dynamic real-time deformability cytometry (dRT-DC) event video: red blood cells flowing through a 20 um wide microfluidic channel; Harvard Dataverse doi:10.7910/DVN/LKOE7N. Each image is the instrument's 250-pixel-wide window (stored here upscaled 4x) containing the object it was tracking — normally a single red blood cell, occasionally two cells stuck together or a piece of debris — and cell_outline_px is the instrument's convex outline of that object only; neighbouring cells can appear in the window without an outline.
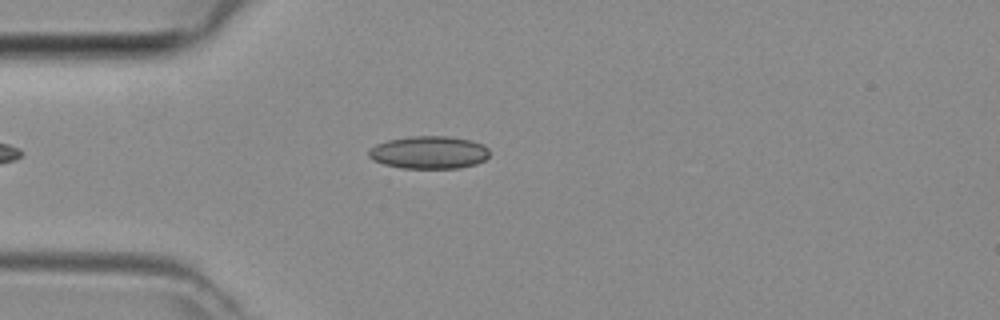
{"species": "common noctule bat (a hibernating species)", "species_latin": "Nyctalus noctula", "temperature_condition": "room temperature", "stored_images_in_passage": 35, "camera_frame_rate_fps": 3000, "um_per_image_px": 0.085, "animal": {"sex": "female", "body_mass_g": 29.2, "forearm_length_mm": 56.3}, "frame": {"image": 1, "passage_image": 1, "time_ms": 0.0, "image_size_px": [1000, 320], "cell_outline_px": [[488, 156], [484, 160], [476, 164], [460, 168], [400, 168], [384, 164], [372, 160], [368, 156], [368, 152], [376, 144], [388, 140], [412, 136], [448, 136], [472, 140], [484, 144], [488, 148]], "centroid_in_image_um": [36.48, 12.95], "position_along_channel_um": 48.5, "area_um2": 23.12}}
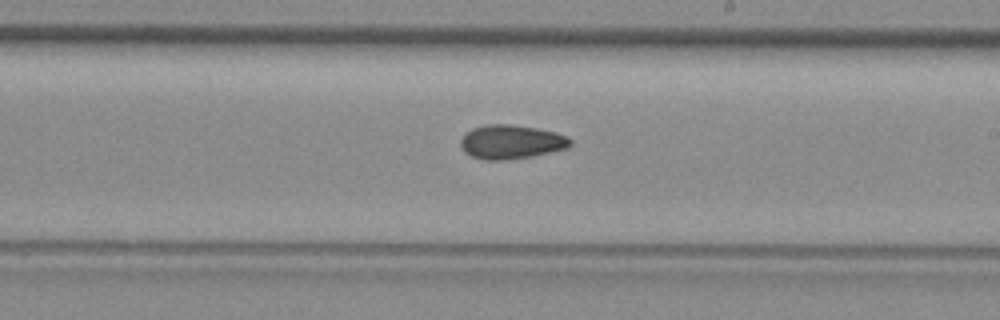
{"frame": {"image": 2, "passage_image": 15, "time_ms": 4.667, "image_size_px": [1000, 320], "cell_outline_px": [[572, 144], [568, 148], [532, 156], [504, 160], [484, 160], [472, 156], [464, 152], [460, 144], [460, 140], [472, 128], [488, 124], [512, 124], [536, 128], [556, 132], [568, 136], [572, 140]], "centroid_in_image_um": [43.47, 12.06], "position_along_channel_um": 245.5, "area_um2": 21.79}}
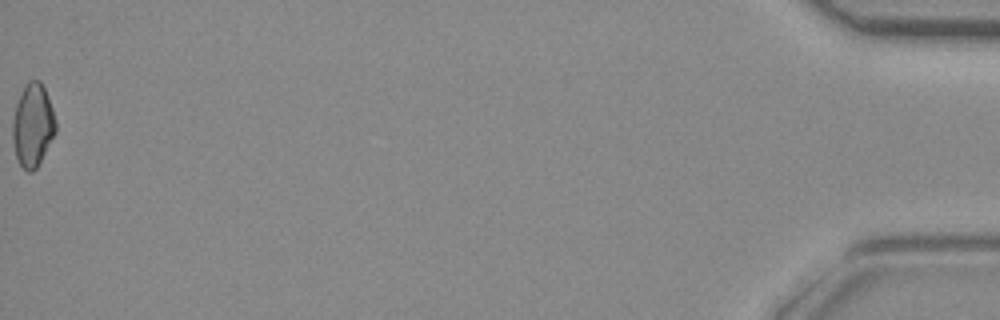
{"frame": {"image": 3, "passage_image": 35, "time_ms": 11.333, "image_size_px": [1000, 320], "cell_outline_px": [[56, 132], [36, 168], [32, 172], [28, 172], [20, 164], [16, 156], [12, 140], [12, 120], [16, 104], [24, 84], [28, 80], [40, 80], [44, 88], [52, 108], [56, 120]], "centroid_in_image_um": [2.77, 10.62], "position_along_channel_um": 432.4, "area_um2": 20.81}}